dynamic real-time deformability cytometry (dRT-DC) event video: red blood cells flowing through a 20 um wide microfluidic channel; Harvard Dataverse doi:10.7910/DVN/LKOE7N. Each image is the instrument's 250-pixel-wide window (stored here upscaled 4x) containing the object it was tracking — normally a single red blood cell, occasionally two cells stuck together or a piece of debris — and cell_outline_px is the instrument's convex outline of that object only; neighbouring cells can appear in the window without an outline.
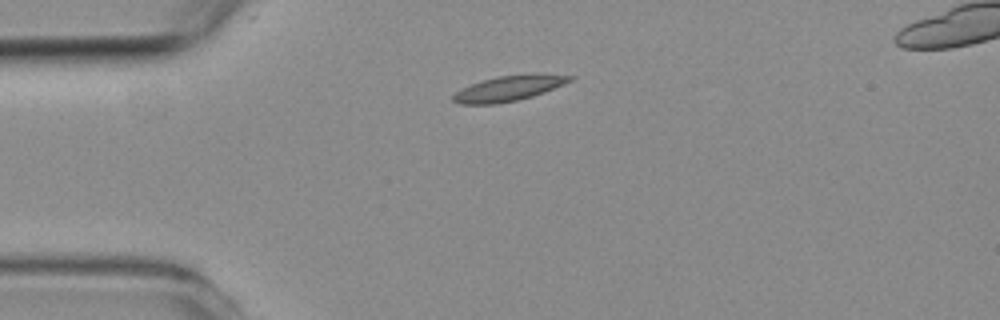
{"species": "common noctule bat (a hibernating species)", "species_latin": "Nyctalus noctula", "temperature_condition": "room temperature", "stored_images_in_passage": 2, "camera_frame_rate_fps": 3000, "um_per_image_px": 0.085, "animal": {"sex": "female", "body_mass_g": 19.3, "forearm_length_mm": 54.1}, "frame": {"image": 1, "passage_image": 1, "time_ms": 0.0, "image_size_px": [1000, 320], "cell_outline_px": [[576, 76], [572, 80], [564, 84], [544, 92], [532, 96], [516, 100], [496, 104], [460, 104], [452, 100], [452, 96], [460, 88], [496, 76], [532, 72], [540, 72]], "centroid_in_image_um": [43.3, 7.47], "position_along_channel_um": 41.7, "area_um2": 17.57}}